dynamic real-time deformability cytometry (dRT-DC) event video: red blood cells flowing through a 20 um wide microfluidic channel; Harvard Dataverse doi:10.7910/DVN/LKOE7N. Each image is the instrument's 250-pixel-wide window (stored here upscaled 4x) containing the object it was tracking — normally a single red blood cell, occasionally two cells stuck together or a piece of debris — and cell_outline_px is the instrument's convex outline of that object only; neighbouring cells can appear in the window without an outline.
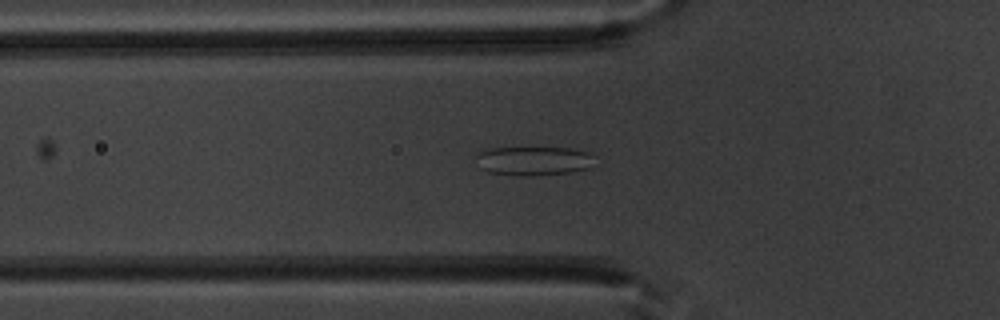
{"species": "common noctule bat (a hibernating species)", "species_latin": "Nyctalus noctula", "temperature_condition": "warm", "stored_images_in_passage": 45, "camera_frame_rate_fps": 3000, "um_per_image_px": 0.085, "animal": {"sex": "male", "body_mass_g": 20.1, "forearm_length_mm": 53.5}, "frame": {"image": 1, "passage_image": 17, "time_ms": 5.333, "image_size_px": [1000, 320], "cell_outline_px": [[592, 168], [568, 172], [532, 176], [512, 176], [488, 172], [480, 168], [476, 156], [480, 152], [492, 148], [568, 148], [588, 152], [592, 156]], "centroid_in_image_um": [45.34, 13.69], "position_along_channel_um": 80.5, "area_um2": 20.0}}
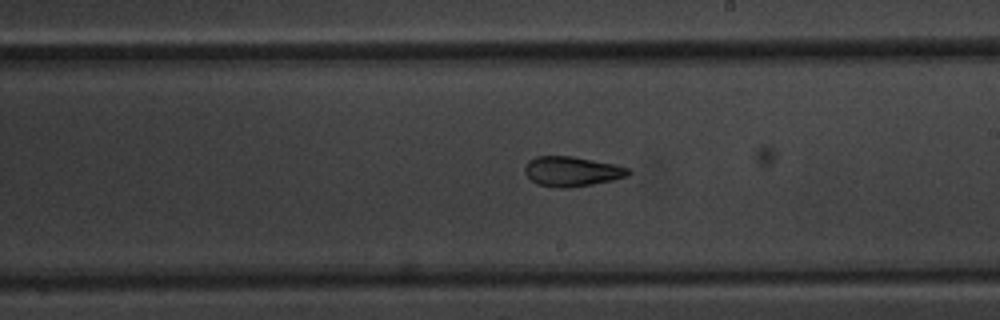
{"frame": {"image": 2, "passage_image": 29, "time_ms": 9.333, "image_size_px": [1000, 320], "cell_outline_px": [[632, 172], [628, 176], [612, 180], [572, 188], [556, 188], [536, 184], [524, 172], [524, 168], [528, 160], [536, 156], [572, 156], [616, 164], [628, 168]], "centroid_in_image_um": [48.6, 14.57], "position_along_channel_um": 240.4, "area_um2": 18.21}}
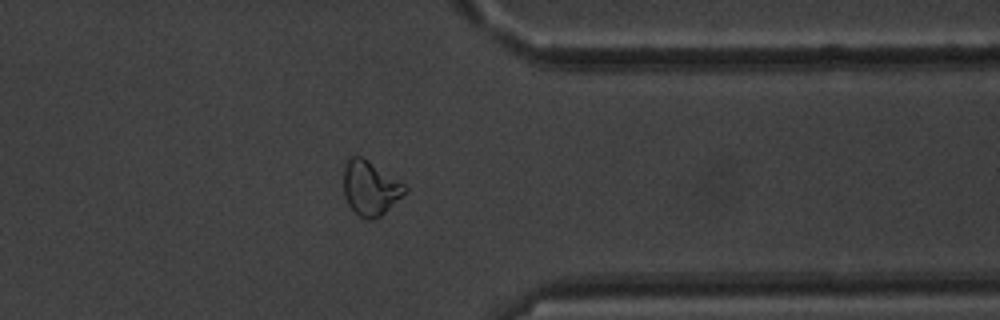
{"frame": {"image": 3, "passage_image": 40, "time_ms": 13.0, "image_size_px": [1000, 320], "cell_outline_px": [[408, 192], [380, 216], [372, 220], [368, 220], [360, 216], [348, 204], [344, 196], [344, 164], [352, 156], [360, 156], [404, 184], [408, 188]], "centroid_in_image_um": [31.47, 16.01], "position_along_channel_um": 379.9, "area_um2": 19.13}}